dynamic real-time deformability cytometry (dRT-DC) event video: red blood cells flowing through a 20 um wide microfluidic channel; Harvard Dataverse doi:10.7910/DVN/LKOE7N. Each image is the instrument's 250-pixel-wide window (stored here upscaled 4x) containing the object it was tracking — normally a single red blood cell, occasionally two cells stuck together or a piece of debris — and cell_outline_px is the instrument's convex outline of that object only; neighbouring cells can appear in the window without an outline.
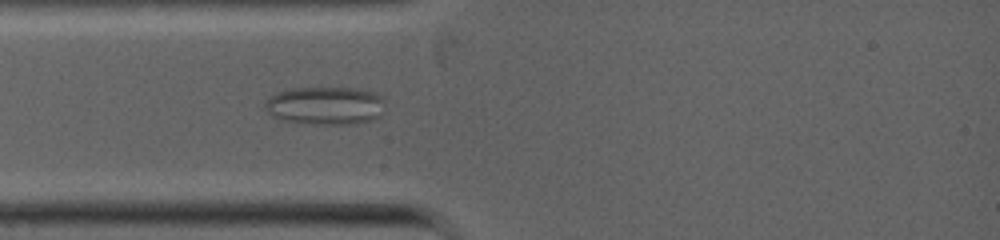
{"species": "common noctule bat (a hibernating species)", "species_latin": "Nyctalus noctula", "temperature_condition": "warm", "stored_images_in_passage": 59, "camera_frame_rate_fps": 5000, "um_per_image_px": 0.085, "animal": {"sex": "female", "body_mass_g": 19.0, "forearm_length_mm": 53.3}, "frame": {"image": 1, "passage_image": 12, "time_ms": 2.4, "image_size_px": [1000, 240], "cell_outline_px": [[384, 100], [380, 116], [372, 120], [356, 124], [320, 124], [280, 120], [272, 116], [264, 108], [264, 104], [276, 92], [284, 88], [356, 88], [372, 92], [380, 96]], "centroid_in_image_um": [27.63, 8.98], "position_along_channel_um": 57.4, "area_um2": 26.7}}
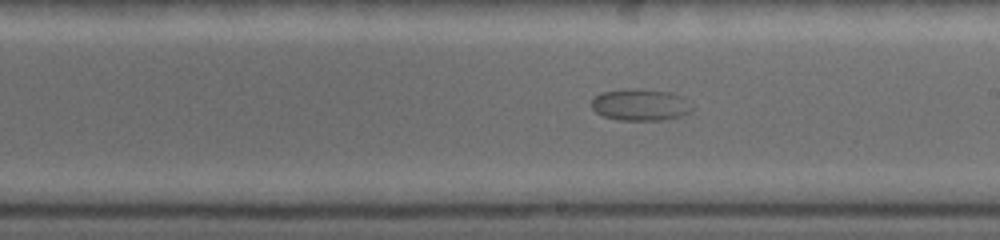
{"frame": {"image": 2, "passage_image": 30, "time_ms": 6.2, "image_size_px": [1000, 240], "cell_outline_px": [[696, 108], [692, 112], [680, 116], [664, 120], [620, 120], [604, 116], [596, 112], [592, 108], [592, 100], [600, 92], [636, 88], [668, 92], [680, 96]], "centroid_in_image_um": [54.46, 8.91], "position_along_channel_um": 234.5, "area_um2": 18.55}}
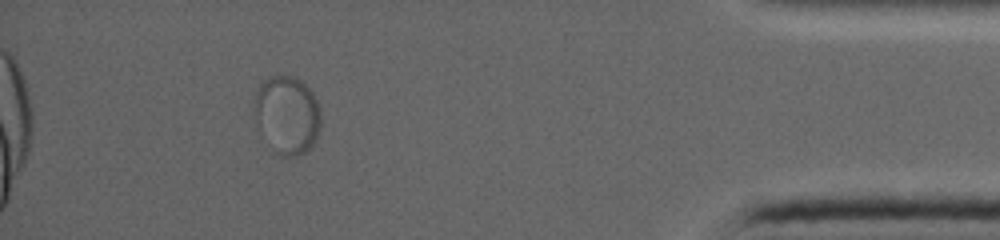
{"frame": {"image": 3, "passage_image": 54, "time_ms": 11.2, "image_size_px": [1000, 240], "cell_outline_px": [[320, 132], [316, 140], [304, 152], [296, 156], [280, 156], [276, 152], [256, 120], [252, 112], [252, 104], [256, 92], [260, 84], [264, 80], [272, 76], [292, 76], [300, 80], [312, 92], [320, 104]], "centroid_in_image_um": [24.42, 9.73], "position_along_channel_um": 410.8, "area_um2": 30.11}}